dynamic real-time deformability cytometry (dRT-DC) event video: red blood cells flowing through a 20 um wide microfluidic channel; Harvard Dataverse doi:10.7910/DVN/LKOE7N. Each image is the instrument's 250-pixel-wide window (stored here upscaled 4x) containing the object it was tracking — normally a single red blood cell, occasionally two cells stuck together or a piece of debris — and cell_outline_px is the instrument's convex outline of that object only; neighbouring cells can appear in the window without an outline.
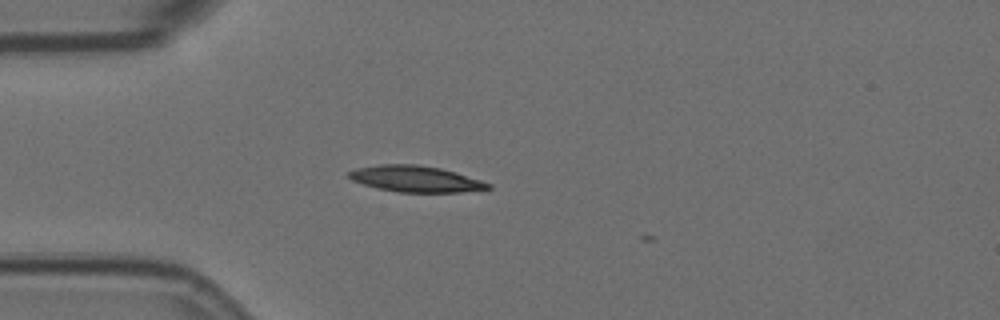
{"species": "Egyptian fruit bat (a non-hibernating species)", "species_latin": "Rousettus aegyptiacus", "temperature_condition": "room temperature", "stored_images_in_passage": 3, "camera_frame_rate_fps": 3000, "um_per_image_px": 0.085, "animal": {"sex": "female"}, "frame": {"image": 1, "passage_image": 1, "time_ms": 0.0, "image_size_px": [1000, 320], "cell_outline_px": [[492, 188], [460, 192], [396, 192], [376, 188], [352, 180], [348, 176], [348, 172], [356, 168], [380, 164], [416, 164], [440, 168], [456, 172], [492, 184]], "centroid_in_image_um": [35.32, 15.2], "position_along_channel_um": 49.7, "area_um2": 21.21}}